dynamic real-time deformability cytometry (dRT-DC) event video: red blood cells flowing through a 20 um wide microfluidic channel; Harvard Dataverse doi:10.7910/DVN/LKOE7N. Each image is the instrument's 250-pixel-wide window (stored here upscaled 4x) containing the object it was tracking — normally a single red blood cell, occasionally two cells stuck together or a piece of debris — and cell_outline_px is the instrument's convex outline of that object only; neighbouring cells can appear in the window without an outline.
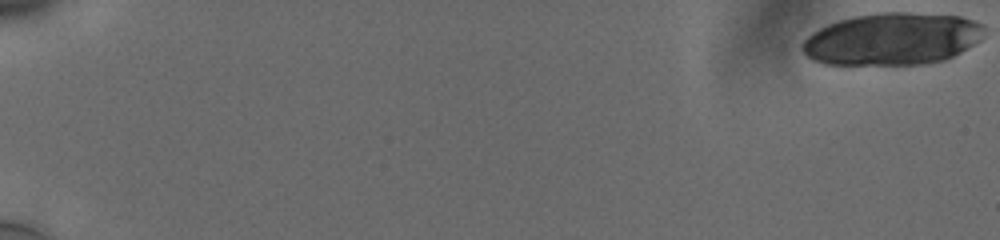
{"species": "human", "species_latin": "Homo sapiens", "temperature_condition": "cold", "stored_images_in_passage": 24, "camera_frame_rate_fps": 3000, "um_per_image_px": 0.085, "donor": {"sex": "male"}, "frame": {"image": 1, "passage_image": 1, "time_ms": 0.0, "image_size_px": [1000, 240], "cell_outline_px": [[984, 28], [980, 40], [960, 52], [944, 60], [928, 64], [824, 64], [812, 60], [804, 52], [804, 40], [812, 32], [828, 24], [852, 16], [876, 12], [908, 12], [960, 16], [984, 24]], "centroid_in_image_um": [75.85, 3.3], "position_along_channel_um": 9.1, "area_um2": 55.26}}
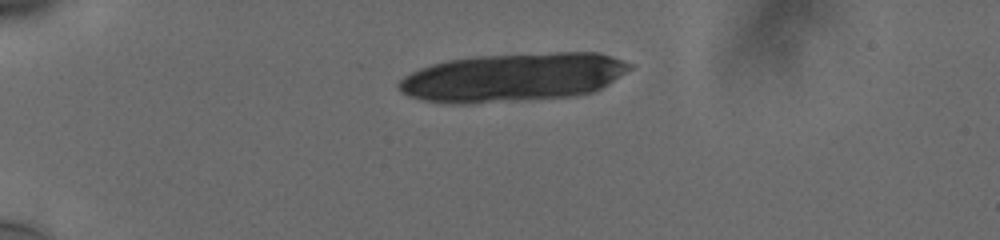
{"frame": {"image": 2, "passage_image": 16, "time_ms": 5.0, "image_size_px": [1000, 240], "cell_outline_px": [[636, 64], [632, 68], [608, 84], [592, 92], [576, 96], [528, 100], [472, 104], [448, 104], [424, 100], [408, 96], [400, 92], [396, 84], [404, 76], [420, 68], [432, 64], [448, 60], [476, 56], [556, 52], [600, 52]], "centroid_in_image_um": [43.61, 6.58], "position_along_channel_um": 41.4, "area_um2": 66.01}}